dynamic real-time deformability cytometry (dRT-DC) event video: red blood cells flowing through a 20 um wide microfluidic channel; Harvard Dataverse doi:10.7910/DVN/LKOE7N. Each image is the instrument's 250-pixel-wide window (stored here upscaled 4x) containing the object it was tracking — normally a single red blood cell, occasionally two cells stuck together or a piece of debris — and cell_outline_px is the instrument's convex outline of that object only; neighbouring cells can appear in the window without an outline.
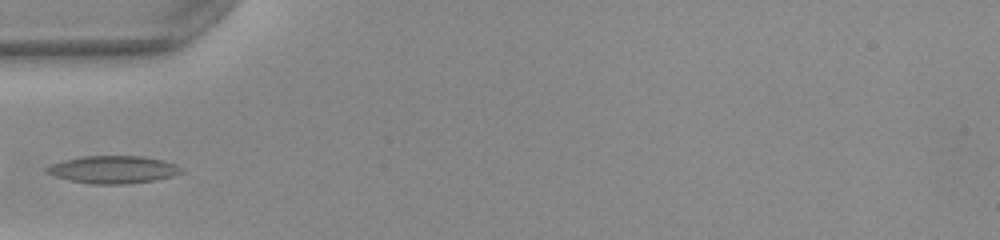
{"species": "common noctule bat (a hibernating species)", "species_latin": "Nyctalus noctula", "temperature_condition": "warm", "stored_images_in_passage": 26, "camera_frame_rate_fps": 3000, "um_per_image_px": 0.085, "animal": {"sex": "female", "body_mass_g": 22.0, "forearm_length_mm": 56.7}, "frame": {"image": 1, "passage_image": 1, "time_ms": 0.0, "image_size_px": [1000, 240], "cell_outline_px": [[184, 172], [172, 176], [152, 180], [124, 184], [92, 184], [72, 180], [56, 176], [44, 172], [44, 168], [52, 164], [64, 160], [84, 156], [140, 156], [164, 160], [176, 164], [184, 168]], "centroid_in_image_um": [9.65, 14.4], "position_along_channel_um": 75.4, "area_um2": 21.5}}
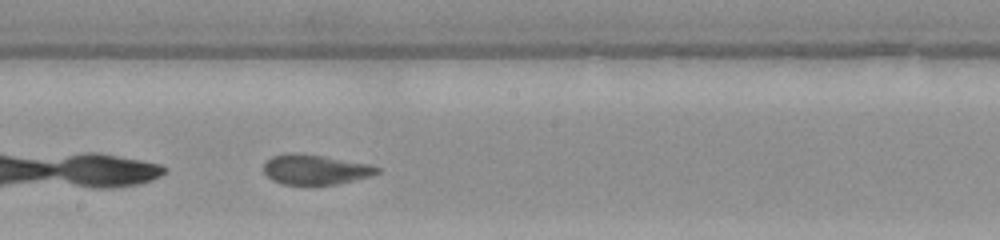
{"frame": {"image": 2, "passage_image": 12, "time_ms": 3.667, "image_size_px": [1000, 240], "cell_outline_px": [[380, 172], [372, 176], [336, 184], [280, 184], [272, 180], [264, 172], [264, 164], [272, 156], [292, 152], [296, 152], [368, 164], [380, 168]], "centroid_in_image_um": [26.78, 14.41], "position_along_channel_um": 221.4, "area_um2": 19.54}}
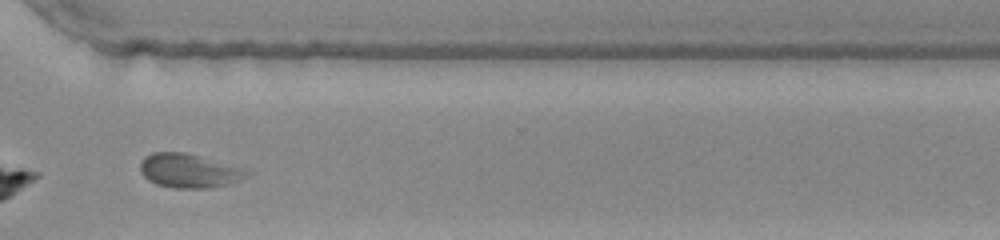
{"frame": {"image": 3, "passage_image": 22, "time_ms": 7.0, "image_size_px": [1000, 240], "cell_outline_px": [[252, 172], [248, 176], [240, 180], [228, 184], [212, 188], [172, 188], [156, 184], [148, 180], [140, 172], [140, 164], [144, 156], [152, 152], [184, 152], [200, 156]], "centroid_in_image_um": [16.02, 14.52], "position_along_channel_um": 354.6, "area_um2": 21.04}}